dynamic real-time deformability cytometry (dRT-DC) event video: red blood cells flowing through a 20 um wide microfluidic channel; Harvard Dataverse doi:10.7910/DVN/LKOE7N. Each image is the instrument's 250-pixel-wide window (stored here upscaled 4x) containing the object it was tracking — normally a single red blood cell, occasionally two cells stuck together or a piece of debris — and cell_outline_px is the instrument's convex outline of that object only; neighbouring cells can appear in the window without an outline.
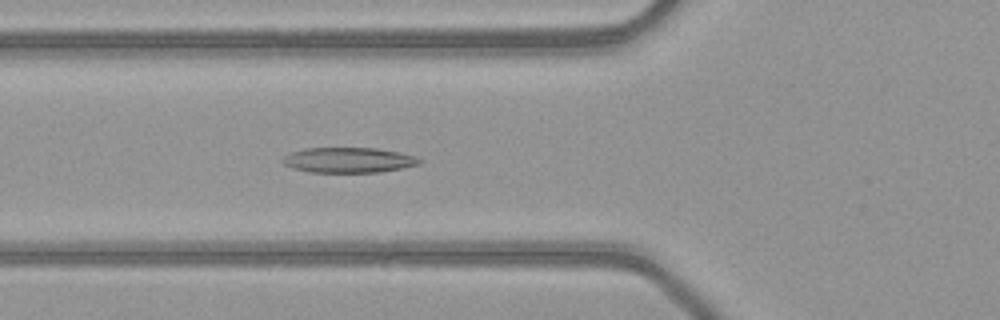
{"species": "common noctule bat (a hibernating species)", "species_latin": "Nyctalus noctula", "temperature_condition": "warm", "stored_images_in_passage": 49, "camera_frame_rate_fps": 3000, "um_per_image_px": 0.085, "animal": {"sex": "female", "body_mass_g": 21.9}, "frame": {"image": 1, "passage_image": 18, "time_ms": 5.667, "image_size_px": [1000, 320], "cell_outline_px": [[420, 164], [380, 172], [308, 172], [292, 168], [284, 164], [280, 160], [284, 156], [292, 152], [304, 148], [376, 148], [400, 152], [416, 156], [420, 160]], "centroid_in_image_um": [29.6, 13.6], "position_along_channel_um": 96.2, "area_um2": 20.11}}
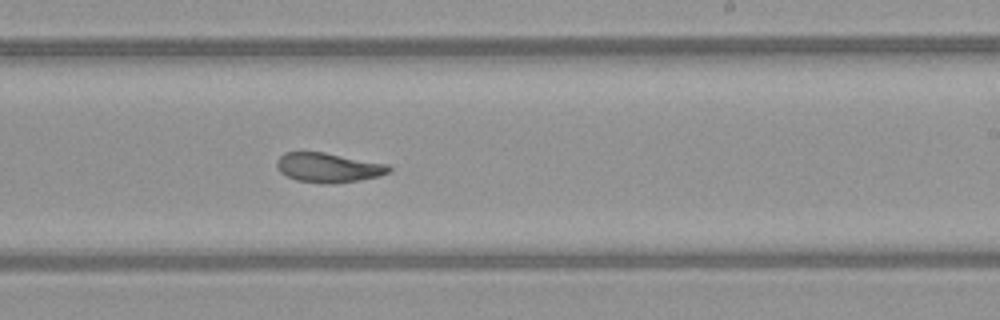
{"frame": {"image": 2, "passage_image": 30, "time_ms": 9.667, "image_size_px": [1000, 320], "cell_outline_px": [[392, 168], [388, 172], [380, 176], [360, 180], [332, 184], [320, 184], [296, 180], [280, 172], [276, 164], [276, 160], [284, 152], [324, 152], [388, 164]], "centroid_in_image_um": [27.9, 14.25], "position_along_channel_um": 261.1, "area_um2": 19.42}}
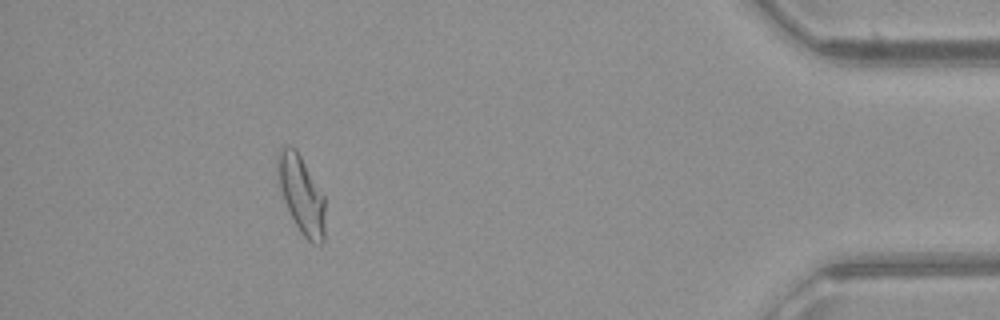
{"frame": {"image": 3, "passage_image": 45, "time_ms": 14.667, "image_size_px": [1000, 320], "cell_outline_px": [[324, 244], [312, 244], [300, 232], [284, 200], [276, 176], [276, 156], [280, 148], [288, 144], [296, 148], [324, 196]], "centroid_in_image_um": [25.59, 16.49], "position_along_channel_um": 409.6, "area_um2": 21.56}, "authors_computed_cell_mechanics": {"area_um2": 20.7502, "velocity_mm_per_s": 4.1045, "shape_relaxation_time_tau1_ms": 6.3482, "shape_relaxation_time_tau2_ms": 1.7203, "deformation_change_tau1": 0.1947, "deformation_change_tau2": 0.0867}}